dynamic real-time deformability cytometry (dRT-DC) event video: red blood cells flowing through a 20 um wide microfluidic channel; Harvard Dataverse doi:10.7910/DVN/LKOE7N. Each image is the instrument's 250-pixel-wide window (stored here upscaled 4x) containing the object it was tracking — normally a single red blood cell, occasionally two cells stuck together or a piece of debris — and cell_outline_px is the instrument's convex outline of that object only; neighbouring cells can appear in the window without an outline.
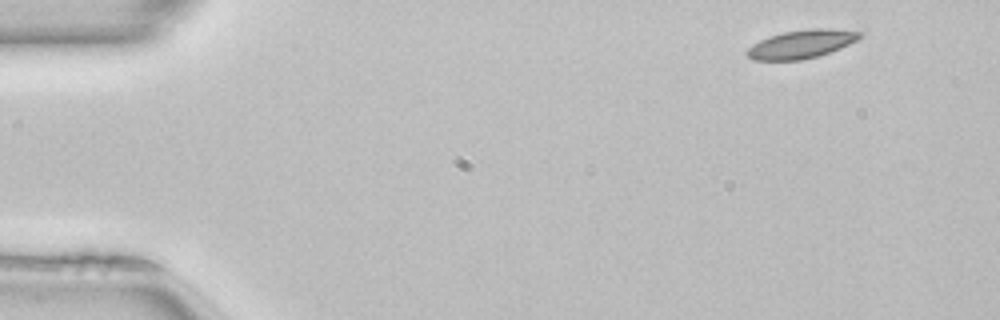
{"species": "common noctule bat (a hibernating species)", "species_latin": "Nyctalus noctula", "temperature_condition": "room temperature", "stored_images_in_passage": 47, "camera_frame_rate_fps": 3000, "um_per_image_px": 0.085, "animal": {"sex": "female", "body_mass_g": 22.7, "forearm_length_mm": 54.2}, "frame": {"image": 1, "passage_image": 1, "time_ms": 0.0, "image_size_px": [1000, 320], "cell_outline_px": [[864, 32], [856, 40], [840, 48], [816, 56], [800, 60], [752, 60], [744, 52], [752, 44], [768, 36], [784, 32], [808, 28], [828, 28]], "centroid_in_image_um": [68.07, 3.74], "position_along_channel_um": 16.9, "area_um2": 18.55}}
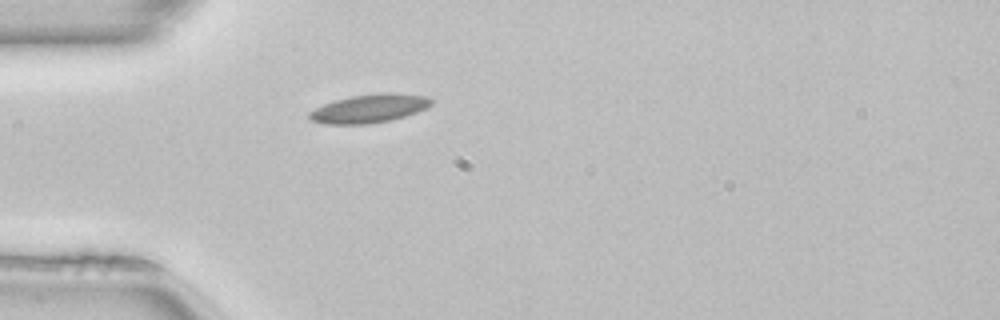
{"frame": {"image": 2, "passage_image": 11, "time_ms": 3.333, "image_size_px": [1000, 320], "cell_outline_px": [[432, 104], [428, 108], [404, 116], [388, 120], [368, 124], [324, 124], [312, 120], [308, 116], [308, 112], [324, 104], [336, 100], [352, 96], [380, 92], [392, 92], [424, 96], [432, 100]], "centroid_in_image_um": [31.39, 9.21], "position_along_channel_um": 53.6, "area_um2": 20.11}}
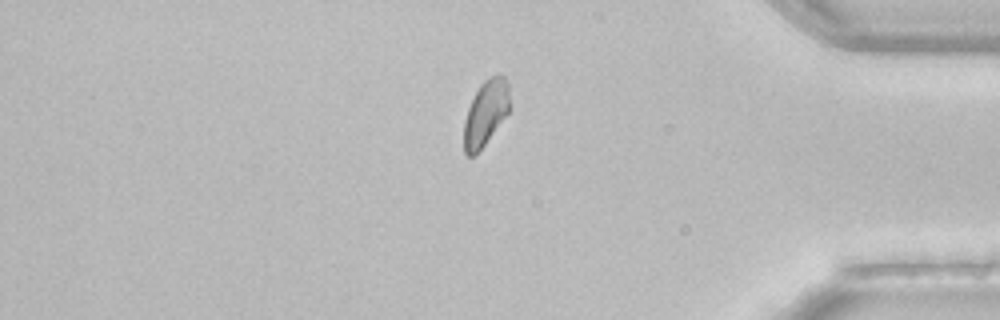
{"frame": {"image": 3, "passage_image": 39, "time_ms": 12.667, "image_size_px": [1000, 320], "cell_outline_px": [[508, 112], [484, 144], [472, 156], [468, 156], [464, 152], [464, 120], [468, 108], [480, 84], [484, 80], [492, 76], [504, 76], [508, 84]], "centroid_in_image_um": [41.25, 9.6], "position_along_channel_um": 394.0, "area_um2": 16.76}, "authors_computed_cell_mechanics": {"area_um2": 18.2648, "velocity_mm_per_s": 4.0473, "shape_relaxation_time_tau1_ms": null, "shape_relaxation_time_tau2_ms": 5.6933, "deformation_change_tau1": null, "deformation_change_tau2": 0.0813}}